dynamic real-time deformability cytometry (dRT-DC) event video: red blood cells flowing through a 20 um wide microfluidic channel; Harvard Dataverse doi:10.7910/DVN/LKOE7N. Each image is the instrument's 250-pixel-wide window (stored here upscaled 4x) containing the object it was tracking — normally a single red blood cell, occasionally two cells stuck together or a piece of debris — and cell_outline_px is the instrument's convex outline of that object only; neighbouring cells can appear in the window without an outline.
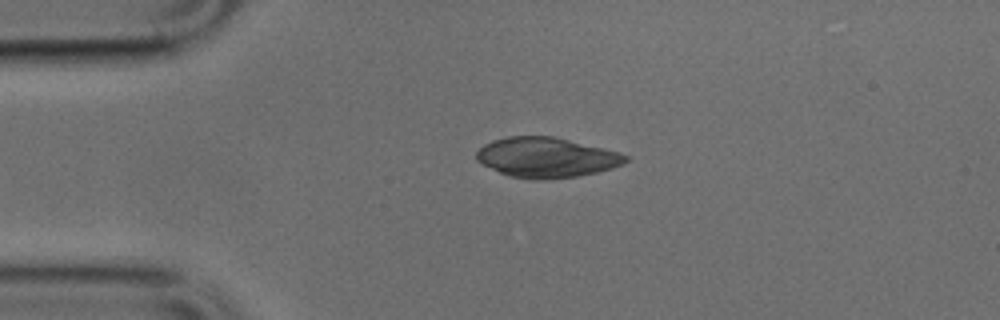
{"species": "common noctule bat (a hibernating species)", "species_latin": "Nyctalus noctula", "temperature_condition": "cold", "stored_images_in_passage": 31, "camera_frame_rate_fps": 3000, "um_per_image_px": 0.085, "animal": {"sex": "male", "body_mass_g": 17.9, "forearm_length_mm": 54.2}, "frame": {"image": 1, "passage_image": 1, "time_ms": 0.0, "image_size_px": [1000, 320], "cell_outline_px": [[628, 160], [624, 164], [612, 168], [596, 172], [576, 176], [536, 180], [532, 180], [512, 176], [500, 172], [476, 160], [476, 152], [484, 144], [492, 140], [508, 136], [552, 136], [620, 152], [628, 156]], "centroid_in_image_um": [46.45, 13.37], "position_along_channel_um": 38.6, "area_um2": 34.51}}